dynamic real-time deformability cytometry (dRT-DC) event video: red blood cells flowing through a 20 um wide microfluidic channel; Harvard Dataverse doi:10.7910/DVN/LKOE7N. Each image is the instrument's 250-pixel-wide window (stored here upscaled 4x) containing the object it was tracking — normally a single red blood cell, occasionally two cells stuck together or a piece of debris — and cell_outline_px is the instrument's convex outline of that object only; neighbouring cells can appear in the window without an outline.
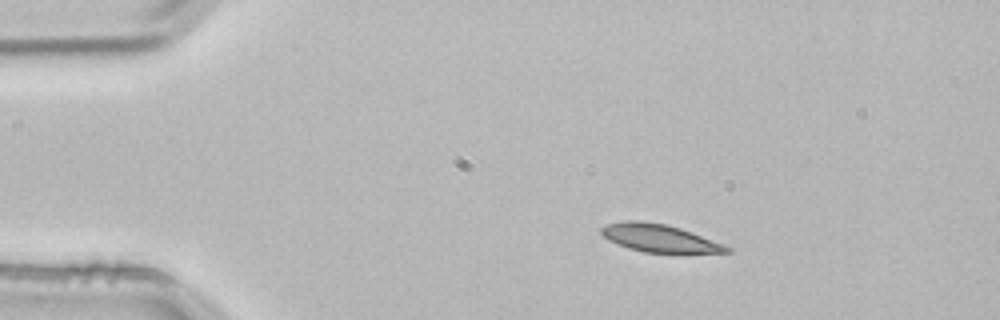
{"species": "common noctule bat (a hibernating species)", "species_latin": "Nyctalus noctula", "temperature_condition": "room temperature", "stored_images_in_passage": 2, "camera_frame_rate_fps": 3000, "um_per_image_px": 0.085, "animal": {"sex": "male", "body_mass_g": 21.5, "forearm_length_mm": 52.0}, "frame": {"image": 1, "passage_image": 1, "time_ms": 0.0, "image_size_px": [1000, 320], "cell_outline_px": [[732, 252], [644, 252], [628, 248], [608, 240], [600, 232], [600, 228], [608, 224], [624, 220], [640, 220], [664, 224], [680, 228], [692, 232], [724, 244], [732, 248]], "centroid_in_image_um": [56.02, 20.23], "position_along_channel_um": 29.0, "area_um2": 20.06}}